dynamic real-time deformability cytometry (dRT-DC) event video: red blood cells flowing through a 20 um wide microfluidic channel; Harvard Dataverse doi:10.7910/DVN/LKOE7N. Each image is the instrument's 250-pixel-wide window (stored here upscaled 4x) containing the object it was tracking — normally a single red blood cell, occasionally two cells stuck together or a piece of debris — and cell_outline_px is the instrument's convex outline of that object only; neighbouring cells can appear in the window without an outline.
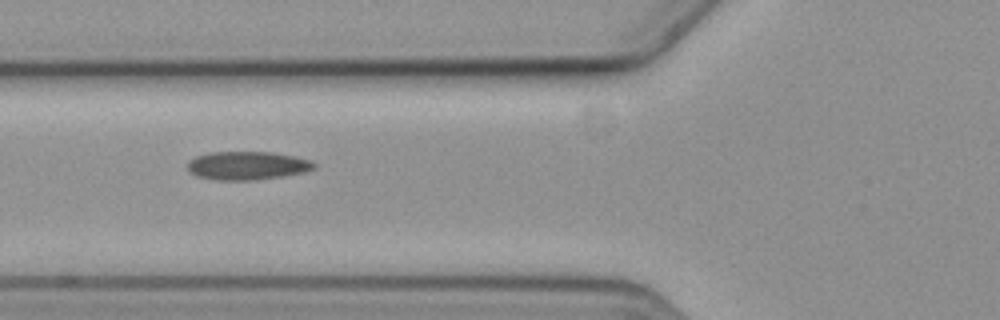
{"species": "common noctule bat (a hibernating species)", "species_latin": "Nyctalus noctula", "temperature_condition": "cold", "stored_images_in_passage": 14, "camera_frame_rate_fps": 3000, "um_per_image_px": 0.085, "animal": {"sex": "female", "body_mass_g": 19.3, "forearm_length_mm": 54.1}, "frame": {"image": 1, "passage_image": 5, "time_ms": 6.0, "image_size_px": [1000, 320], "cell_outline_px": [[316, 168], [304, 172], [284, 176], [256, 180], [216, 180], [196, 176], [188, 172], [188, 160], [196, 156], [208, 152], [272, 152], [312, 160], [316, 164]], "centroid_in_image_um": [21.0, 14.08], "position_along_channel_um": 104.8, "area_um2": 21.15}}
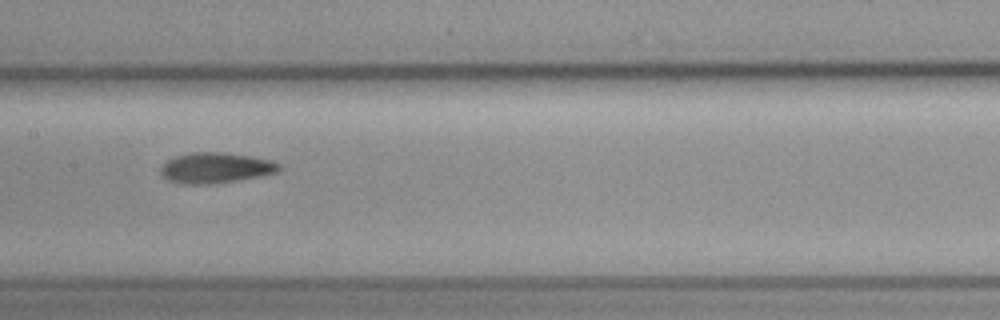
{"frame": {"image": 2, "passage_image": 7, "time_ms": 8.333, "image_size_px": [1000, 320], "cell_outline_px": [[284, 168], [276, 172], [256, 176], [208, 184], [184, 184], [168, 180], [160, 172], [160, 168], [168, 160], [176, 156], [188, 152], [224, 152], [252, 156], [272, 160], [280, 164]], "centroid_in_image_um": [18.33, 14.24], "position_along_channel_um": 189.1, "area_um2": 20.87}, "authors_computed_cell_mechanics": {"area_um2": 20.5479, "velocity_mm_per_s": 3.6007, "shape_relaxation_time_tau1_ms": 4.1022, "shape_relaxation_time_tau2_ms": 3.08, "deformation_change_tau1": 0.0919, "deformation_change_tau2": 0.0694}}